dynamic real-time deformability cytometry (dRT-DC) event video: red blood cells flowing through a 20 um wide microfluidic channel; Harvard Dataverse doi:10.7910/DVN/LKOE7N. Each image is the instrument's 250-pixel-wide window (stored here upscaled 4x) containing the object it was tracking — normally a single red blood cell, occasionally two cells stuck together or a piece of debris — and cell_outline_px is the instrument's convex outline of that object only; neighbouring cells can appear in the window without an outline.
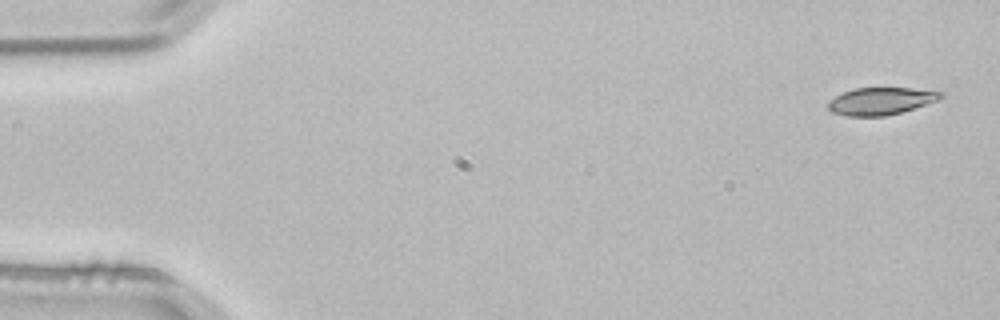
{"species": "common noctule bat (a hibernating species)", "species_latin": "Nyctalus noctula", "temperature_condition": "room temperature", "stored_images_in_passage": 3, "camera_frame_rate_fps": 3000, "um_per_image_px": 0.085, "animal": {"sex": "male", "body_mass_g": 21.5, "forearm_length_mm": 52.0}, "frame": {"image": 1, "passage_image": 1, "time_ms": 0.0, "image_size_px": [1000, 320], "cell_outline_px": [[944, 96], [936, 100], [900, 112], [884, 116], [844, 116], [832, 112], [828, 108], [828, 100], [852, 88], [912, 88], [944, 92]], "centroid_in_image_um": [74.82, 8.58], "position_along_channel_um": 10.2, "area_um2": 17.74}}